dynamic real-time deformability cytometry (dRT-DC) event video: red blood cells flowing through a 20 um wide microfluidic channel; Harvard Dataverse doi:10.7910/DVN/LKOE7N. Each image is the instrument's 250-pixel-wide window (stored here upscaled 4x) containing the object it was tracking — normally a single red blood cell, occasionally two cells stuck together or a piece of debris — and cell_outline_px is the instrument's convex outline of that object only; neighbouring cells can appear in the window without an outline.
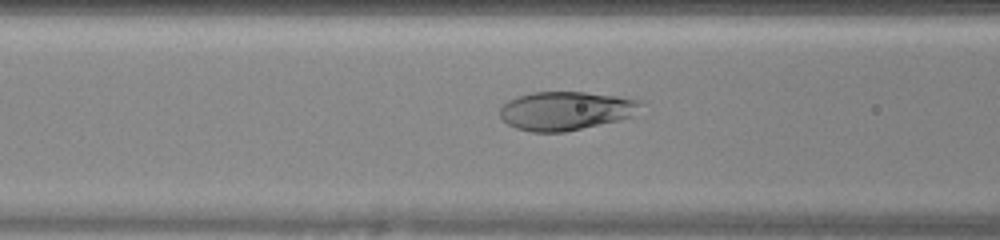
{"species": "human", "species_latin": "Homo sapiens", "temperature_condition": "warm", "stored_images_in_passage": 32, "camera_frame_rate_fps": 3000, "um_per_image_px": 0.085, "donor": {"sex": "female"}, "frame": {"image": 1, "passage_image": 4, "time_ms": 1.0, "image_size_px": [1000, 240], "cell_outline_px": [[644, 104], [632, 116], [620, 120], [564, 132], [532, 132], [516, 128], [508, 124], [500, 116], [500, 108], [508, 100], [516, 96], [532, 92], [584, 92], [616, 96], [644, 100]], "centroid_in_image_um": [48.11, 9.41], "position_along_channel_um": 118.5, "area_um2": 31.85}}
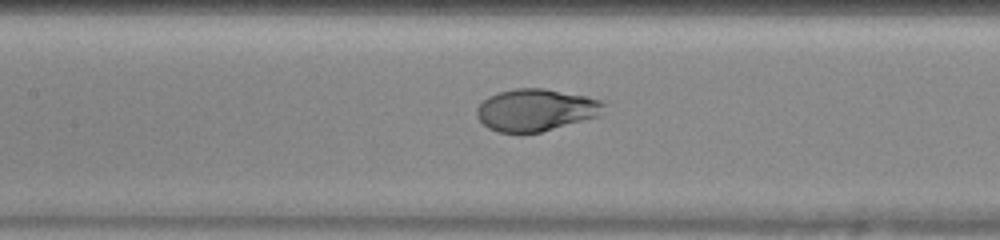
{"frame": {"image": 2, "passage_image": 7, "time_ms": 2.0, "image_size_px": [1000, 240], "cell_outline_px": [[608, 104], [600, 116], [540, 132], [496, 132], [488, 128], [476, 116], [476, 108], [488, 96], [500, 92], [516, 88], [544, 88], [584, 96], [600, 100]], "centroid_in_image_um": [45.56, 9.35], "position_along_channel_um": 161.8, "area_um2": 31.15}}
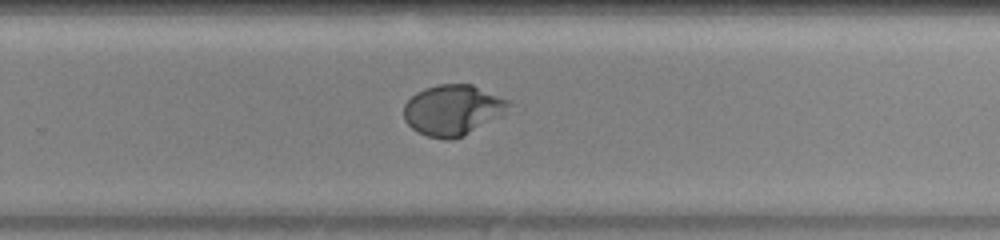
{"frame": {"image": 3, "passage_image": 16, "time_ms": 5.0, "image_size_px": [1000, 240], "cell_outline_px": [[512, 104], [500, 116], [452, 140], [444, 140], [428, 136], [416, 132], [404, 120], [404, 104], [416, 92], [424, 88], [440, 84], [472, 84], [508, 100]], "centroid_in_image_um": [38.44, 9.34], "position_along_channel_um": 291.4, "area_um2": 30.58}}